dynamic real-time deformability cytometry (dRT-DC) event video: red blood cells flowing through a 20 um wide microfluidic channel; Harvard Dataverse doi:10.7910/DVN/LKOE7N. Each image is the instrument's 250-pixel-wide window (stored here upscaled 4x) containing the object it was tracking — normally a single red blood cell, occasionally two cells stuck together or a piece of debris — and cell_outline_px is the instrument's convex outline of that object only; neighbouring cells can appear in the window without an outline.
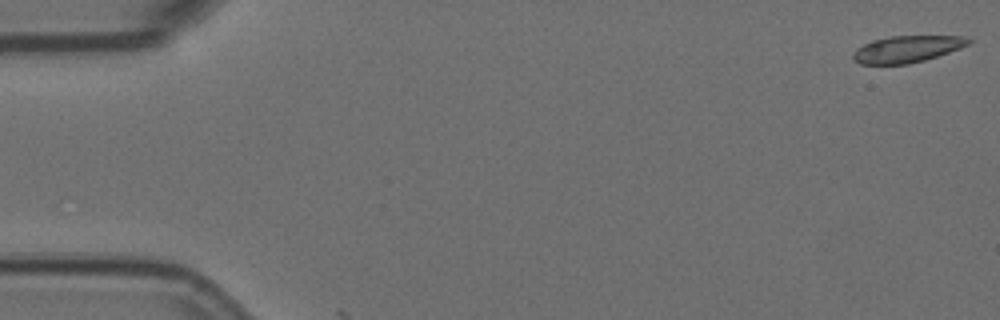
{"species": "Egyptian fruit bat (a non-hibernating species)", "species_latin": "Rousettus aegyptiacus", "temperature_condition": "room temperature", "stored_images_in_passage": 9, "camera_frame_rate_fps": 3000, "um_per_image_px": 0.085, "animal": {"sex": "female"}, "frame": {"image": 1, "passage_image": 1, "time_ms": 0.0, "image_size_px": [1000, 320], "cell_outline_px": [[972, 40], [968, 44], [960, 48], [924, 60], [908, 64], [860, 64], [852, 56], [864, 44], [872, 40], [892, 36], [964, 36]], "centroid_in_image_um": [77.12, 4.16], "position_along_channel_um": 7.9, "area_um2": 17.57}}